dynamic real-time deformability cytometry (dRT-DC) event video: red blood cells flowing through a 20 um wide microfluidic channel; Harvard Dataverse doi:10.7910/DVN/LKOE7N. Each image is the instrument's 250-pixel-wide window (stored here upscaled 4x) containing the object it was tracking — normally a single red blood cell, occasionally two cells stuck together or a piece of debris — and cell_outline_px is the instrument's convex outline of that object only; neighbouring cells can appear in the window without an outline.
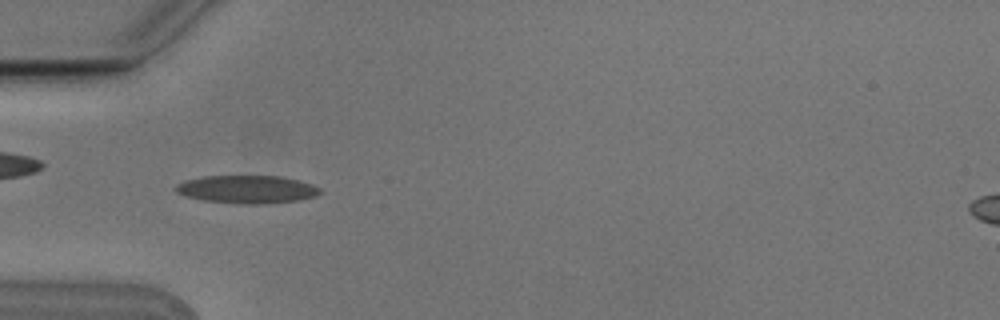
{"species": "Egyptian fruit bat (a non-hibernating species)", "species_latin": "Rousettus aegyptiacus", "temperature_condition": "cold", "stored_images_in_passage": 6, "camera_frame_rate_fps": 3000, "um_per_image_px": 0.085, "animal": {"sex": "male"}, "frame": {"image": 1, "passage_image": 5, "time_ms": 1.333, "image_size_px": [1000, 320], "cell_outline_px": [[320, 192], [316, 196], [300, 200], [268, 204], [244, 204], [204, 200], [184, 196], [176, 192], [172, 188], [176, 184], [184, 180], [204, 176], [280, 176], [300, 180], [312, 184], [320, 188]], "centroid_in_image_um": [20.98, 16.09], "position_along_channel_um": 64.0, "area_um2": 23.76}}